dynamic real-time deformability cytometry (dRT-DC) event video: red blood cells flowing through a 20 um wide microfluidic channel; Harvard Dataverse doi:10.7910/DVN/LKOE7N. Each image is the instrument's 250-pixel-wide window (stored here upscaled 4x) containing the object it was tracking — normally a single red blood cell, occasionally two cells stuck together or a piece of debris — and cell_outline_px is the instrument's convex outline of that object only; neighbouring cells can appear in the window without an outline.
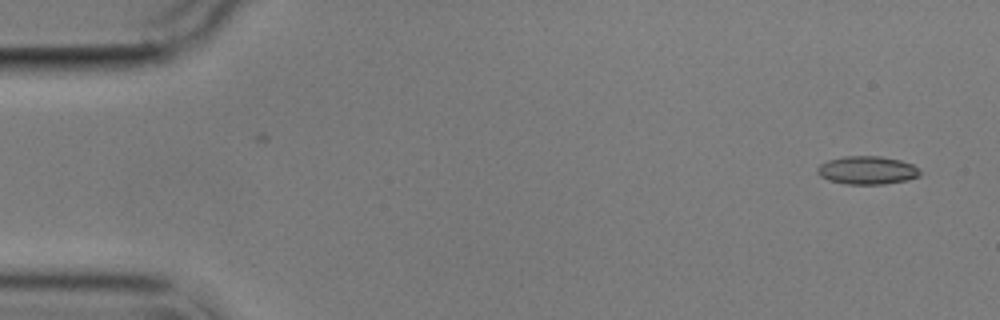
{"species": "common noctule bat (a hibernating species)", "species_latin": "Nyctalus noctula", "temperature_condition": "cold", "stored_images_in_passage": 2, "camera_frame_rate_fps": 3000, "um_per_image_px": 0.085, "animal": {"sex": "male", "body_mass_g": 17.9}, "frame": {"image": 1, "passage_image": 2, "time_ms": 1.0, "image_size_px": [1000, 320], "cell_outline_px": [[920, 176], [908, 180], [884, 184], [848, 184], [828, 180], [820, 176], [816, 172], [816, 168], [820, 164], [828, 160], [844, 156], [880, 156], [900, 160], [912, 164], [920, 172]], "centroid_in_image_um": [73.68, 14.47], "position_along_channel_um": 11.3, "area_um2": 16.88}}